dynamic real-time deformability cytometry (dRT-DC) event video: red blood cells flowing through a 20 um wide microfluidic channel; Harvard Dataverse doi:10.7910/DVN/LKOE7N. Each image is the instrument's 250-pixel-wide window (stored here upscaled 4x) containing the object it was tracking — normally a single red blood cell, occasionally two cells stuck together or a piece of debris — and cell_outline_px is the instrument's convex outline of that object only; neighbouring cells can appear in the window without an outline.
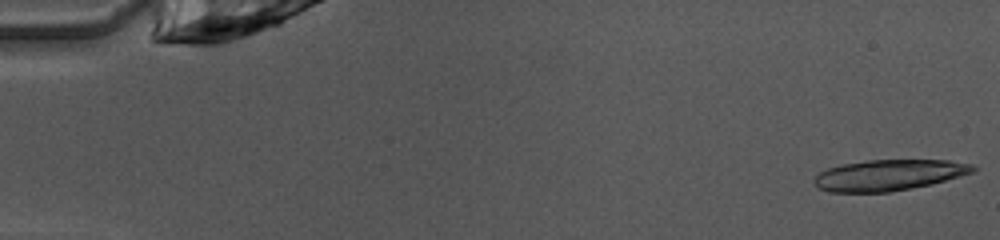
{"species": "common noctule bat (a hibernating species)", "species_latin": "Nyctalus noctula", "temperature_condition": "warm", "stored_images_in_passage": 49, "segment_of_instrument_passage": [1, 2], "camera_frame_rate_fps": 3000, "um_per_image_px": 0.085, "animal": {"sex": "female", "body_mass_g": 10.0, "forearm_length_mm": 53.1}, "frame": {"image": 1, "passage_image": 1, "time_ms": 0.0, "image_size_px": [1000, 240], "cell_outline_px": [[976, 168], [972, 172], [932, 184], [888, 192], [828, 192], [820, 188], [816, 184], [816, 176], [820, 172], [828, 168], [840, 164], [864, 160], [948, 160], [972, 164]], "centroid_in_image_um": [75.54, 14.87], "position_along_channel_um": 9.5, "area_um2": 28.38}}